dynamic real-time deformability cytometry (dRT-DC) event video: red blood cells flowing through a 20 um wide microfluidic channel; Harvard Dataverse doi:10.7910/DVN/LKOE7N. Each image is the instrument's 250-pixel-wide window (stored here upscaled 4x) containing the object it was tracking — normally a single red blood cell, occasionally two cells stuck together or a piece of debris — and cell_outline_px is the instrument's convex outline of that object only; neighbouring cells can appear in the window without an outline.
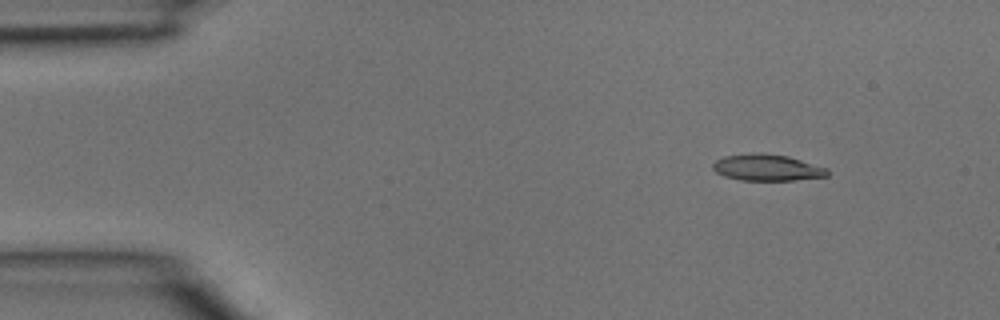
{"species": "common noctule bat (a hibernating species)", "species_latin": "Nyctalus noctula", "temperature_condition": "room temperature", "stored_images_in_passage": 4, "camera_frame_rate_fps": 3000, "um_per_image_px": 0.085, "animal": {"sex": "male", "body_mass_g": 15.6}, "frame": {"image": 1, "passage_image": 2, "time_ms": 0.333, "image_size_px": [1000, 320], "cell_outline_px": [[828, 176], [796, 180], [740, 180], [724, 176], [716, 172], [712, 168], [712, 164], [716, 160], [724, 156], [756, 152], [788, 156], [828, 168]], "centroid_in_image_um": [65.19, 14.24], "position_along_channel_um": 19.8, "area_um2": 17.69}}
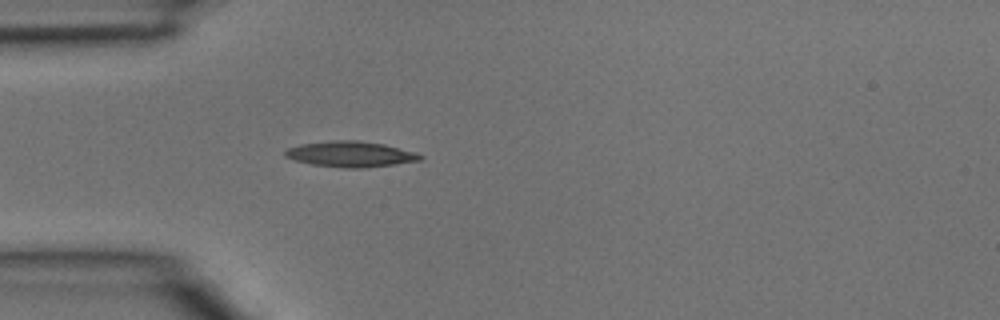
{"frame": {"image": 2, "passage_image": 4, "time_ms": 1.0, "image_size_px": [1000, 320], "cell_outline_px": [[424, 156], [420, 160], [396, 164], [364, 168], [344, 168], [312, 164], [296, 160], [284, 156], [284, 152], [288, 148], [300, 144], [332, 140], [356, 140], [384, 144], [416, 152]], "centroid_in_image_um": [29.81, 13.1], "position_along_channel_um": 55.2, "area_um2": 20.17}}